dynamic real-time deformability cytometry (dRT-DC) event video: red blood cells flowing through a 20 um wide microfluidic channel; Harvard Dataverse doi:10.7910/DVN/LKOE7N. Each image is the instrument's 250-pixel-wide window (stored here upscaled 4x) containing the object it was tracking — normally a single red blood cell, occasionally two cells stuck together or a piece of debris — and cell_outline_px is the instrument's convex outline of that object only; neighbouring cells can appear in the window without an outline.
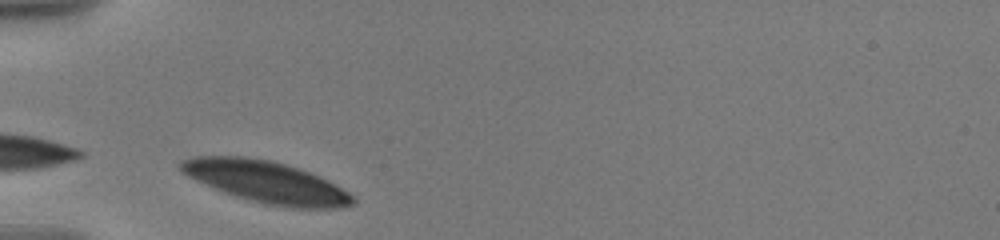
{"species": "human", "species_latin": "Homo sapiens", "temperature_condition": "warm", "stored_images_in_passage": 17, "camera_frame_rate_fps": 3000, "um_per_image_px": 0.085, "donor": {"sex": "male"}, "frame": {"image": 1, "passage_image": 1, "time_ms": 0.0, "image_size_px": [1000, 240], "cell_outline_px": [[356, 200], [352, 204], [336, 208], [292, 208], [264, 204], [236, 196], [224, 192], [196, 180], [188, 176], [176, 164], [180, 160], [196, 156], [248, 156], [272, 160], [308, 172], [328, 180], [356, 196]], "centroid_in_image_um": [22.63, 15.46], "position_along_channel_um": 62.4, "area_um2": 41.79}}
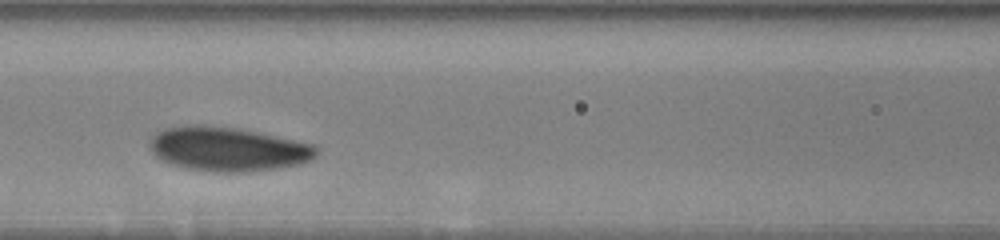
{"frame": {"image": 2, "passage_image": 6, "time_ms": 2.667, "image_size_px": [1000, 240], "cell_outline_px": [[320, 152], [316, 156], [300, 164], [276, 168], [244, 172], [216, 172], [184, 168], [172, 164], [156, 156], [152, 152], [152, 136], [164, 128], [192, 124], [204, 124], [240, 128], [260, 132], [316, 144]], "centroid_in_image_um": [19.42, 12.65], "position_along_channel_um": 147.2, "area_um2": 43.12}}
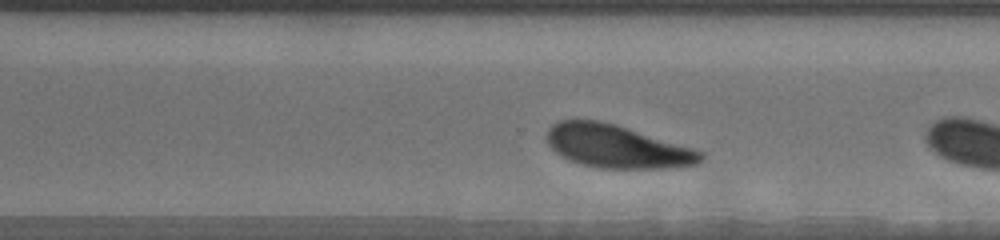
{"frame": {"image": 3, "passage_image": 16, "time_ms": 6.667, "image_size_px": [1000, 240], "cell_outline_px": [[704, 160], [696, 164], [668, 168], [596, 168], [568, 160], [560, 156], [548, 144], [548, 128], [552, 124], [560, 120], [596, 120], [616, 124], [692, 148], [704, 152]], "centroid_in_image_um": [52.43, 12.45], "position_along_channel_um": 318.2, "area_um2": 38.44}}